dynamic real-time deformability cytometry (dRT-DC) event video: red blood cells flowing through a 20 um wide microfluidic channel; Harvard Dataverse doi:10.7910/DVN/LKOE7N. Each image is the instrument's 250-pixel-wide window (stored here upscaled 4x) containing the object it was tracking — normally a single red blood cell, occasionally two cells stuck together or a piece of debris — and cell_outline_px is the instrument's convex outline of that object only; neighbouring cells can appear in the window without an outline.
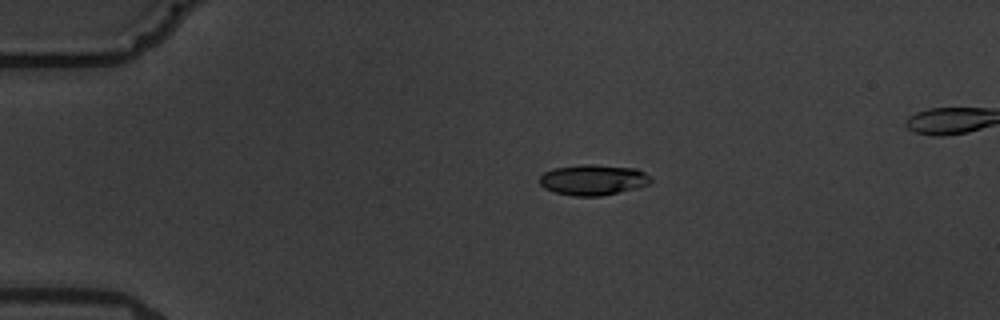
{"species": "common noctule bat (a hibernating species)", "species_latin": "Nyctalus noctula", "temperature_condition": "warm", "stored_images_in_passage": 10, "camera_frame_rate_fps": 3000, "um_per_image_px": 0.085, "animal": {"sex": "male", "body_mass_g": 19.5, "forearm_length_mm": 54.6}, "frame": {"image": 1, "passage_image": 4, "time_ms": 3.333, "image_size_px": [1000, 320], "cell_outline_px": [[652, 180], [648, 184], [636, 188], [600, 196], [572, 196], [556, 192], [544, 188], [540, 184], [540, 176], [544, 172], [552, 168], [580, 164], [596, 164], [636, 168], [644, 172]], "centroid_in_image_um": [50.39, 15.27], "position_along_channel_um": 34.6, "area_um2": 19.88}}
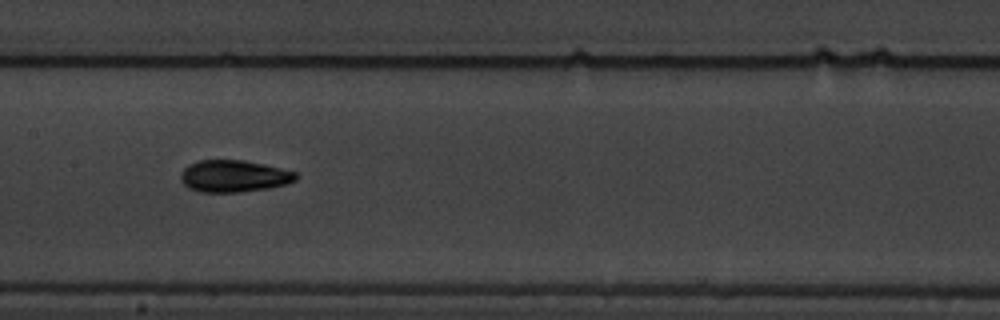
{"frame": {"image": 2, "passage_image": 9, "time_ms": 9.0, "image_size_px": [1000, 320], "cell_outline_px": [[296, 180], [288, 184], [268, 188], [240, 192], [200, 192], [188, 188], [180, 180], [180, 172], [188, 164], [196, 160], [244, 160], [264, 164], [296, 172]], "centroid_in_image_um": [19.84, 14.97], "position_along_channel_um": 187.6, "area_um2": 21.62}}
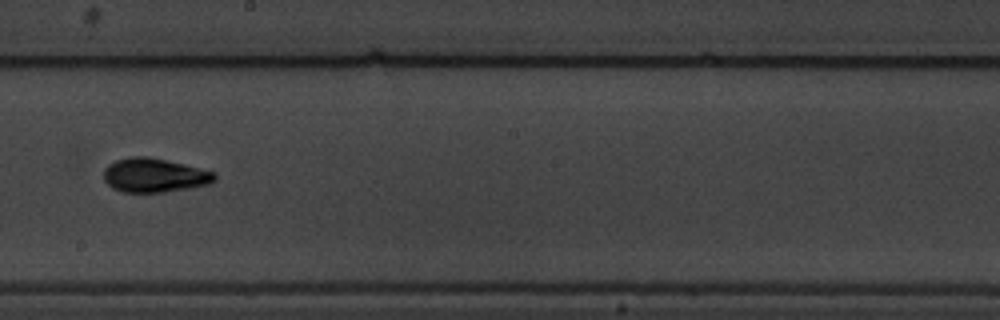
{"frame": {"image": 3, "passage_image": 10, "time_ms": 10.333, "image_size_px": [1000, 320], "cell_outline_px": [[216, 180], [208, 184], [188, 188], [164, 192], [124, 192], [112, 188], [104, 180], [104, 168], [108, 164], [116, 160], [132, 156], [148, 156], [184, 164], [216, 172]], "centroid_in_image_um": [13.11, 14.89], "position_along_channel_um": 235.1, "area_um2": 22.02}}